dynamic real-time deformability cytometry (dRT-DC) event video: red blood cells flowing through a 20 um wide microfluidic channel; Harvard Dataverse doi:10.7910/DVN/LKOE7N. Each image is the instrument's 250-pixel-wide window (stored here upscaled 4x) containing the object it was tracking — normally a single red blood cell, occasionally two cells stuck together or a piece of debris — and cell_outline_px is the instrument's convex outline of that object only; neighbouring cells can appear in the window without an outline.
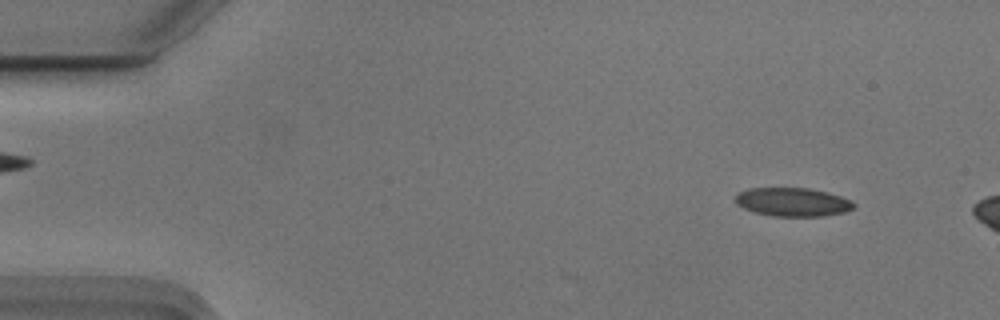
{"species": "Egyptian fruit bat (a non-hibernating species)", "species_latin": "Rousettus aegyptiacus", "temperature_condition": "cold", "stored_images_in_passage": 11, "camera_frame_rate_fps": 3000, "um_per_image_px": 0.085, "animal": {"sex": "male"}, "frame": {"image": 1, "passage_image": 5, "time_ms": 1.333, "image_size_px": [1000, 320], "cell_outline_px": [[856, 204], [852, 208], [844, 212], [824, 216], [772, 216], [756, 212], [744, 208], [736, 200], [736, 196], [740, 192], [748, 188], [808, 188], [840, 196], [852, 200]], "centroid_in_image_um": [67.41, 17.17], "position_along_channel_um": 17.6, "area_um2": 19.42}}